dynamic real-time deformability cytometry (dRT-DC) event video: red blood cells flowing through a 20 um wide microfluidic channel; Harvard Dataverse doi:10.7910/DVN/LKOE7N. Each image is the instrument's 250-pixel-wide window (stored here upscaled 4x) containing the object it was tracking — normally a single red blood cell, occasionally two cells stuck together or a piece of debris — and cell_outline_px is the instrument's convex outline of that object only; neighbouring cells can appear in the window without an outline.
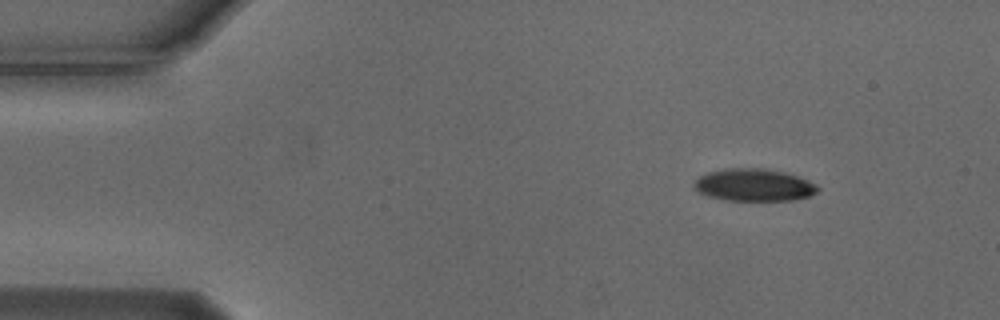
{"species": "Egyptian fruit bat (a non-hibernating species)", "species_latin": "Rousettus aegyptiacus", "temperature_condition": "cold", "stored_images_in_passage": 49, "camera_frame_rate_fps": 3000, "um_per_image_px": 0.085, "animal": {"sex": "male"}, "frame": {"image": 1, "passage_image": 1, "time_ms": 0.0, "image_size_px": [1000, 320], "cell_outline_px": [[820, 188], [816, 192], [808, 196], [792, 200], [724, 200], [708, 196], [692, 188], [692, 184], [700, 176], [708, 172], [728, 168], [764, 168], [784, 172], [796, 176], [816, 184]], "centroid_in_image_um": [64.05, 15.72], "position_along_channel_um": 21.0, "area_um2": 23.18}}
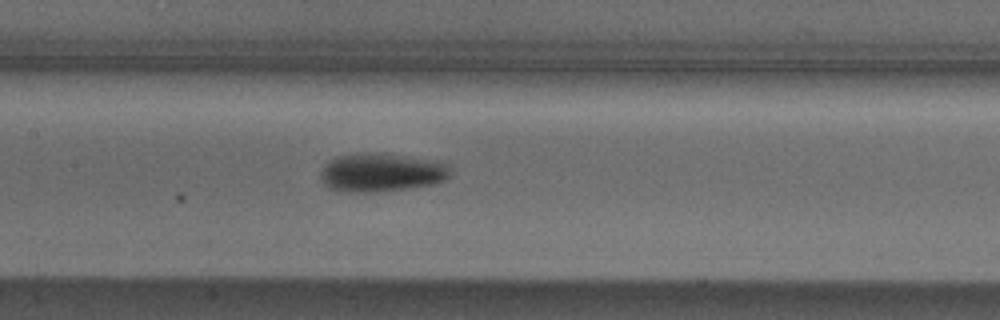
{"frame": {"image": 2, "passage_image": 20, "time_ms": 6.333, "image_size_px": [1000, 320], "cell_outline_px": [[448, 176], [444, 180], [432, 184], [408, 188], [376, 192], [340, 192], [328, 188], [320, 180], [320, 172], [324, 164], [328, 160], [336, 156], [356, 152], [368, 152], [404, 156], [436, 160], [448, 164]], "centroid_in_image_um": [32.32, 14.66], "position_along_channel_um": 175.1, "area_um2": 29.42}}
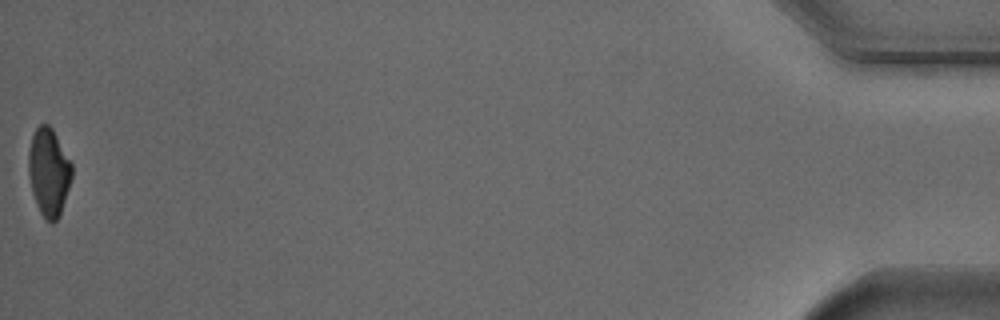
{"frame": {"image": 3, "passage_image": 49, "time_ms": 16.0, "image_size_px": [1000, 320], "cell_outline_px": [[72, 176], [60, 216], [52, 224], [40, 212], [36, 204], [32, 192], [28, 172], [28, 152], [32, 136], [36, 128], [40, 124], [48, 124], [52, 128], [72, 164]], "centroid_in_image_um": [4.14, 14.62], "position_along_channel_um": 431.1, "area_um2": 22.08}, "authors_computed_cell_mechanics": {"area_um2": 24.6228, "velocity_mm_per_s": 3.7236, "shape_relaxation_time_tau1_ms": 3.0688, "shape_relaxation_time_tau2_ms": null, "deformation_change_tau1": 0.1431, "deformation_change_tau2": null}}